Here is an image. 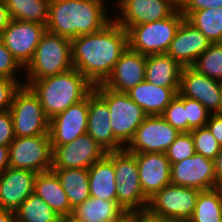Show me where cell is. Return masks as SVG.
<instances>
[{
	"instance_id": "6da1fadb",
	"label": "cell",
	"mask_w": 222,
	"mask_h": 222,
	"mask_svg": "<svg viewBox=\"0 0 222 222\" xmlns=\"http://www.w3.org/2000/svg\"><path fill=\"white\" fill-rule=\"evenodd\" d=\"M127 48V30L113 20L99 32L71 39L73 67L92 85L103 84Z\"/></svg>"
},
{
	"instance_id": "7a4b0ae2",
	"label": "cell",
	"mask_w": 222,
	"mask_h": 222,
	"mask_svg": "<svg viewBox=\"0 0 222 222\" xmlns=\"http://www.w3.org/2000/svg\"><path fill=\"white\" fill-rule=\"evenodd\" d=\"M103 1L49 0L46 30L69 39L99 32L113 21Z\"/></svg>"
},
{
	"instance_id": "3957f363",
	"label": "cell",
	"mask_w": 222,
	"mask_h": 222,
	"mask_svg": "<svg viewBox=\"0 0 222 222\" xmlns=\"http://www.w3.org/2000/svg\"><path fill=\"white\" fill-rule=\"evenodd\" d=\"M24 85L29 86L38 96L49 119L85 99L94 87L74 67L63 73L39 80H27Z\"/></svg>"
},
{
	"instance_id": "277c9868",
	"label": "cell",
	"mask_w": 222,
	"mask_h": 222,
	"mask_svg": "<svg viewBox=\"0 0 222 222\" xmlns=\"http://www.w3.org/2000/svg\"><path fill=\"white\" fill-rule=\"evenodd\" d=\"M73 68L71 39L45 31L33 58L24 68L28 80L57 75Z\"/></svg>"
},
{
	"instance_id": "5b68a950",
	"label": "cell",
	"mask_w": 222,
	"mask_h": 222,
	"mask_svg": "<svg viewBox=\"0 0 222 222\" xmlns=\"http://www.w3.org/2000/svg\"><path fill=\"white\" fill-rule=\"evenodd\" d=\"M185 19L177 8L169 17L127 29L128 48L145 56L166 53Z\"/></svg>"
},
{
	"instance_id": "8992f818",
	"label": "cell",
	"mask_w": 222,
	"mask_h": 222,
	"mask_svg": "<svg viewBox=\"0 0 222 222\" xmlns=\"http://www.w3.org/2000/svg\"><path fill=\"white\" fill-rule=\"evenodd\" d=\"M113 162L117 183V203L125 211L146 212L149 200L144 196L134 153L126 149L107 152Z\"/></svg>"
},
{
	"instance_id": "52a82bcc",
	"label": "cell",
	"mask_w": 222,
	"mask_h": 222,
	"mask_svg": "<svg viewBox=\"0 0 222 222\" xmlns=\"http://www.w3.org/2000/svg\"><path fill=\"white\" fill-rule=\"evenodd\" d=\"M93 90L107 103L114 137L126 147L147 114L126 93L113 91L103 84L95 85Z\"/></svg>"
},
{
	"instance_id": "ba28073f",
	"label": "cell",
	"mask_w": 222,
	"mask_h": 222,
	"mask_svg": "<svg viewBox=\"0 0 222 222\" xmlns=\"http://www.w3.org/2000/svg\"><path fill=\"white\" fill-rule=\"evenodd\" d=\"M199 190L166 185L149 199L147 215L151 218L166 221H188L194 211Z\"/></svg>"
},
{
	"instance_id": "9c48e42d",
	"label": "cell",
	"mask_w": 222,
	"mask_h": 222,
	"mask_svg": "<svg viewBox=\"0 0 222 222\" xmlns=\"http://www.w3.org/2000/svg\"><path fill=\"white\" fill-rule=\"evenodd\" d=\"M10 114L15 137L49 134L50 119L46 116L38 96L29 86L22 85L15 93Z\"/></svg>"
},
{
	"instance_id": "30bf717a",
	"label": "cell",
	"mask_w": 222,
	"mask_h": 222,
	"mask_svg": "<svg viewBox=\"0 0 222 222\" xmlns=\"http://www.w3.org/2000/svg\"><path fill=\"white\" fill-rule=\"evenodd\" d=\"M9 153L12 168L31 170L37 174L52 168L53 149L49 134L15 137L9 145Z\"/></svg>"
},
{
	"instance_id": "8fae6325",
	"label": "cell",
	"mask_w": 222,
	"mask_h": 222,
	"mask_svg": "<svg viewBox=\"0 0 222 222\" xmlns=\"http://www.w3.org/2000/svg\"><path fill=\"white\" fill-rule=\"evenodd\" d=\"M179 133L161 115H147L125 149L130 153H165Z\"/></svg>"
},
{
	"instance_id": "7c38bea8",
	"label": "cell",
	"mask_w": 222,
	"mask_h": 222,
	"mask_svg": "<svg viewBox=\"0 0 222 222\" xmlns=\"http://www.w3.org/2000/svg\"><path fill=\"white\" fill-rule=\"evenodd\" d=\"M52 149L51 169H88L107 153L88 133Z\"/></svg>"
},
{
	"instance_id": "4fadbf2b",
	"label": "cell",
	"mask_w": 222,
	"mask_h": 222,
	"mask_svg": "<svg viewBox=\"0 0 222 222\" xmlns=\"http://www.w3.org/2000/svg\"><path fill=\"white\" fill-rule=\"evenodd\" d=\"M45 31V25L11 19L0 39L24 69L33 58Z\"/></svg>"
},
{
	"instance_id": "5bb4252c",
	"label": "cell",
	"mask_w": 222,
	"mask_h": 222,
	"mask_svg": "<svg viewBox=\"0 0 222 222\" xmlns=\"http://www.w3.org/2000/svg\"><path fill=\"white\" fill-rule=\"evenodd\" d=\"M117 4L121 16L114 15L113 20L125 30L133 25L163 20L178 8V0H119Z\"/></svg>"
},
{
	"instance_id": "9a60e30c",
	"label": "cell",
	"mask_w": 222,
	"mask_h": 222,
	"mask_svg": "<svg viewBox=\"0 0 222 222\" xmlns=\"http://www.w3.org/2000/svg\"><path fill=\"white\" fill-rule=\"evenodd\" d=\"M171 184L199 191L216 188L215 161L195 153L171 164Z\"/></svg>"
},
{
	"instance_id": "2e32d148",
	"label": "cell",
	"mask_w": 222,
	"mask_h": 222,
	"mask_svg": "<svg viewBox=\"0 0 222 222\" xmlns=\"http://www.w3.org/2000/svg\"><path fill=\"white\" fill-rule=\"evenodd\" d=\"M178 93L200 102L210 113H222L219 81L198 73L192 67H183Z\"/></svg>"
},
{
	"instance_id": "e0dca14e",
	"label": "cell",
	"mask_w": 222,
	"mask_h": 222,
	"mask_svg": "<svg viewBox=\"0 0 222 222\" xmlns=\"http://www.w3.org/2000/svg\"><path fill=\"white\" fill-rule=\"evenodd\" d=\"M88 96L50 119L51 145H63L87 133Z\"/></svg>"
},
{
	"instance_id": "ac0fdd59",
	"label": "cell",
	"mask_w": 222,
	"mask_h": 222,
	"mask_svg": "<svg viewBox=\"0 0 222 222\" xmlns=\"http://www.w3.org/2000/svg\"><path fill=\"white\" fill-rule=\"evenodd\" d=\"M139 170L140 185L149 200L171 183V164L165 153H134Z\"/></svg>"
},
{
	"instance_id": "d6986e66",
	"label": "cell",
	"mask_w": 222,
	"mask_h": 222,
	"mask_svg": "<svg viewBox=\"0 0 222 222\" xmlns=\"http://www.w3.org/2000/svg\"><path fill=\"white\" fill-rule=\"evenodd\" d=\"M87 133L106 152L125 149L114 137L107 103L94 90L88 95Z\"/></svg>"
},
{
	"instance_id": "ffe728a7",
	"label": "cell",
	"mask_w": 222,
	"mask_h": 222,
	"mask_svg": "<svg viewBox=\"0 0 222 222\" xmlns=\"http://www.w3.org/2000/svg\"><path fill=\"white\" fill-rule=\"evenodd\" d=\"M210 44L201 31L184 19L166 53L182 67H191Z\"/></svg>"
},
{
	"instance_id": "44dd1931",
	"label": "cell",
	"mask_w": 222,
	"mask_h": 222,
	"mask_svg": "<svg viewBox=\"0 0 222 222\" xmlns=\"http://www.w3.org/2000/svg\"><path fill=\"white\" fill-rule=\"evenodd\" d=\"M36 175L31 170L8 167L0 175V209L15 212L33 193Z\"/></svg>"
},
{
	"instance_id": "7402d4cb",
	"label": "cell",
	"mask_w": 222,
	"mask_h": 222,
	"mask_svg": "<svg viewBox=\"0 0 222 222\" xmlns=\"http://www.w3.org/2000/svg\"><path fill=\"white\" fill-rule=\"evenodd\" d=\"M145 72L146 56L127 48L103 85L113 91L126 93L145 80Z\"/></svg>"
},
{
	"instance_id": "603a6c76",
	"label": "cell",
	"mask_w": 222,
	"mask_h": 222,
	"mask_svg": "<svg viewBox=\"0 0 222 222\" xmlns=\"http://www.w3.org/2000/svg\"><path fill=\"white\" fill-rule=\"evenodd\" d=\"M178 91L179 87H162L144 80L127 91L126 94L147 115H161L176 97Z\"/></svg>"
},
{
	"instance_id": "cb8c5ba5",
	"label": "cell",
	"mask_w": 222,
	"mask_h": 222,
	"mask_svg": "<svg viewBox=\"0 0 222 222\" xmlns=\"http://www.w3.org/2000/svg\"><path fill=\"white\" fill-rule=\"evenodd\" d=\"M33 193L38 195L64 220L71 217L73 208L70 206L57 175L52 170L36 175Z\"/></svg>"
},
{
	"instance_id": "d4e9b609",
	"label": "cell",
	"mask_w": 222,
	"mask_h": 222,
	"mask_svg": "<svg viewBox=\"0 0 222 222\" xmlns=\"http://www.w3.org/2000/svg\"><path fill=\"white\" fill-rule=\"evenodd\" d=\"M182 66L167 53L146 56L145 80L162 87H179Z\"/></svg>"
},
{
	"instance_id": "484cf974",
	"label": "cell",
	"mask_w": 222,
	"mask_h": 222,
	"mask_svg": "<svg viewBox=\"0 0 222 222\" xmlns=\"http://www.w3.org/2000/svg\"><path fill=\"white\" fill-rule=\"evenodd\" d=\"M90 197L117 201L113 162L105 155L88 168Z\"/></svg>"
},
{
	"instance_id": "4316f807",
	"label": "cell",
	"mask_w": 222,
	"mask_h": 222,
	"mask_svg": "<svg viewBox=\"0 0 222 222\" xmlns=\"http://www.w3.org/2000/svg\"><path fill=\"white\" fill-rule=\"evenodd\" d=\"M124 211L117 201L89 197L73 209L68 220L71 222H113Z\"/></svg>"
},
{
	"instance_id": "83f0119b",
	"label": "cell",
	"mask_w": 222,
	"mask_h": 222,
	"mask_svg": "<svg viewBox=\"0 0 222 222\" xmlns=\"http://www.w3.org/2000/svg\"><path fill=\"white\" fill-rule=\"evenodd\" d=\"M58 177L74 209L90 197L88 169H51Z\"/></svg>"
},
{
	"instance_id": "f1b7e54d",
	"label": "cell",
	"mask_w": 222,
	"mask_h": 222,
	"mask_svg": "<svg viewBox=\"0 0 222 222\" xmlns=\"http://www.w3.org/2000/svg\"><path fill=\"white\" fill-rule=\"evenodd\" d=\"M189 222H222V188L199 192Z\"/></svg>"
},
{
	"instance_id": "f546056e",
	"label": "cell",
	"mask_w": 222,
	"mask_h": 222,
	"mask_svg": "<svg viewBox=\"0 0 222 222\" xmlns=\"http://www.w3.org/2000/svg\"><path fill=\"white\" fill-rule=\"evenodd\" d=\"M11 19L47 24L49 0H5Z\"/></svg>"
},
{
	"instance_id": "4dcf8cb0",
	"label": "cell",
	"mask_w": 222,
	"mask_h": 222,
	"mask_svg": "<svg viewBox=\"0 0 222 222\" xmlns=\"http://www.w3.org/2000/svg\"><path fill=\"white\" fill-rule=\"evenodd\" d=\"M14 213L17 222H62L64 220L34 193L23 201Z\"/></svg>"
},
{
	"instance_id": "1f68e13d",
	"label": "cell",
	"mask_w": 222,
	"mask_h": 222,
	"mask_svg": "<svg viewBox=\"0 0 222 222\" xmlns=\"http://www.w3.org/2000/svg\"><path fill=\"white\" fill-rule=\"evenodd\" d=\"M211 43H222V7L191 12L186 18Z\"/></svg>"
},
{
	"instance_id": "d6a6232c",
	"label": "cell",
	"mask_w": 222,
	"mask_h": 222,
	"mask_svg": "<svg viewBox=\"0 0 222 222\" xmlns=\"http://www.w3.org/2000/svg\"><path fill=\"white\" fill-rule=\"evenodd\" d=\"M191 67L211 79L222 80V43H211Z\"/></svg>"
},
{
	"instance_id": "836d02e7",
	"label": "cell",
	"mask_w": 222,
	"mask_h": 222,
	"mask_svg": "<svg viewBox=\"0 0 222 222\" xmlns=\"http://www.w3.org/2000/svg\"><path fill=\"white\" fill-rule=\"evenodd\" d=\"M190 133L194 141L195 152L206 158L215 160L221 145L210 132L208 127L203 126L192 130Z\"/></svg>"
},
{
	"instance_id": "e575fe53",
	"label": "cell",
	"mask_w": 222,
	"mask_h": 222,
	"mask_svg": "<svg viewBox=\"0 0 222 222\" xmlns=\"http://www.w3.org/2000/svg\"><path fill=\"white\" fill-rule=\"evenodd\" d=\"M161 116L178 132L188 133V120L185 109V97L179 93L165 108Z\"/></svg>"
},
{
	"instance_id": "d590c367",
	"label": "cell",
	"mask_w": 222,
	"mask_h": 222,
	"mask_svg": "<svg viewBox=\"0 0 222 222\" xmlns=\"http://www.w3.org/2000/svg\"><path fill=\"white\" fill-rule=\"evenodd\" d=\"M195 146L191 133H179L175 141L165 152L170 164L178 163L195 154Z\"/></svg>"
},
{
	"instance_id": "8d00e7d4",
	"label": "cell",
	"mask_w": 222,
	"mask_h": 222,
	"mask_svg": "<svg viewBox=\"0 0 222 222\" xmlns=\"http://www.w3.org/2000/svg\"><path fill=\"white\" fill-rule=\"evenodd\" d=\"M185 109L188 120V133L194 129L206 126L212 114L200 102L188 97H185Z\"/></svg>"
},
{
	"instance_id": "74e56055",
	"label": "cell",
	"mask_w": 222,
	"mask_h": 222,
	"mask_svg": "<svg viewBox=\"0 0 222 222\" xmlns=\"http://www.w3.org/2000/svg\"><path fill=\"white\" fill-rule=\"evenodd\" d=\"M23 68L0 39V78L17 80L15 72Z\"/></svg>"
},
{
	"instance_id": "f35d334b",
	"label": "cell",
	"mask_w": 222,
	"mask_h": 222,
	"mask_svg": "<svg viewBox=\"0 0 222 222\" xmlns=\"http://www.w3.org/2000/svg\"><path fill=\"white\" fill-rule=\"evenodd\" d=\"M22 85L19 80L0 78V112L10 110L14 95Z\"/></svg>"
},
{
	"instance_id": "ab89813d",
	"label": "cell",
	"mask_w": 222,
	"mask_h": 222,
	"mask_svg": "<svg viewBox=\"0 0 222 222\" xmlns=\"http://www.w3.org/2000/svg\"><path fill=\"white\" fill-rule=\"evenodd\" d=\"M222 7V0H178V8L186 18L191 12Z\"/></svg>"
},
{
	"instance_id": "60d3db41",
	"label": "cell",
	"mask_w": 222,
	"mask_h": 222,
	"mask_svg": "<svg viewBox=\"0 0 222 222\" xmlns=\"http://www.w3.org/2000/svg\"><path fill=\"white\" fill-rule=\"evenodd\" d=\"M15 139L10 110L0 112V145L9 146Z\"/></svg>"
},
{
	"instance_id": "b9f144b4",
	"label": "cell",
	"mask_w": 222,
	"mask_h": 222,
	"mask_svg": "<svg viewBox=\"0 0 222 222\" xmlns=\"http://www.w3.org/2000/svg\"><path fill=\"white\" fill-rule=\"evenodd\" d=\"M206 126L222 146V113L211 114Z\"/></svg>"
},
{
	"instance_id": "7bdbcfd3",
	"label": "cell",
	"mask_w": 222,
	"mask_h": 222,
	"mask_svg": "<svg viewBox=\"0 0 222 222\" xmlns=\"http://www.w3.org/2000/svg\"><path fill=\"white\" fill-rule=\"evenodd\" d=\"M147 215L146 212L139 211H124L113 222H142V219Z\"/></svg>"
},
{
	"instance_id": "ee69618b",
	"label": "cell",
	"mask_w": 222,
	"mask_h": 222,
	"mask_svg": "<svg viewBox=\"0 0 222 222\" xmlns=\"http://www.w3.org/2000/svg\"><path fill=\"white\" fill-rule=\"evenodd\" d=\"M11 17L6 5L5 0H0V35L3 30L8 26Z\"/></svg>"
},
{
	"instance_id": "f6af8a7d",
	"label": "cell",
	"mask_w": 222,
	"mask_h": 222,
	"mask_svg": "<svg viewBox=\"0 0 222 222\" xmlns=\"http://www.w3.org/2000/svg\"><path fill=\"white\" fill-rule=\"evenodd\" d=\"M216 188H222V146L215 158Z\"/></svg>"
},
{
	"instance_id": "bcb514c9",
	"label": "cell",
	"mask_w": 222,
	"mask_h": 222,
	"mask_svg": "<svg viewBox=\"0 0 222 222\" xmlns=\"http://www.w3.org/2000/svg\"><path fill=\"white\" fill-rule=\"evenodd\" d=\"M9 156V146L0 145V175L10 167Z\"/></svg>"
},
{
	"instance_id": "7dc6e473",
	"label": "cell",
	"mask_w": 222,
	"mask_h": 222,
	"mask_svg": "<svg viewBox=\"0 0 222 222\" xmlns=\"http://www.w3.org/2000/svg\"><path fill=\"white\" fill-rule=\"evenodd\" d=\"M0 222H17L15 213L10 210L0 209Z\"/></svg>"
},
{
	"instance_id": "c3c4849f",
	"label": "cell",
	"mask_w": 222,
	"mask_h": 222,
	"mask_svg": "<svg viewBox=\"0 0 222 222\" xmlns=\"http://www.w3.org/2000/svg\"><path fill=\"white\" fill-rule=\"evenodd\" d=\"M142 222H169V221L154 219V218H151V217H149L148 215H146V216L142 219Z\"/></svg>"
},
{
	"instance_id": "681fc988",
	"label": "cell",
	"mask_w": 222,
	"mask_h": 222,
	"mask_svg": "<svg viewBox=\"0 0 222 222\" xmlns=\"http://www.w3.org/2000/svg\"><path fill=\"white\" fill-rule=\"evenodd\" d=\"M220 93H221V104H222V80L219 81Z\"/></svg>"
},
{
	"instance_id": "f907efd6",
	"label": "cell",
	"mask_w": 222,
	"mask_h": 222,
	"mask_svg": "<svg viewBox=\"0 0 222 222\" xmlns=\"http://www.w3.org/2000/svg\"><path fill=\"white\" fill-rule=\"evenodd\" d=\"M169 222H189V221H169Z\"/></svg>"
},
{
	"instance_id": "816d5d0a",
	"label": "cell",
	"mask_w": 222,
	"mask_h": 222,
	"mask_svg": "<svg viewBox=\"0 0 222 222\" xmlns=\"http://www.w3.org/2000/svg\"><path fill=\"white\" fill-rule=\"evenodd\" d=\"M62 222H71V221L67 219V220H63Z\"/></svg>"
}]
</instances>
